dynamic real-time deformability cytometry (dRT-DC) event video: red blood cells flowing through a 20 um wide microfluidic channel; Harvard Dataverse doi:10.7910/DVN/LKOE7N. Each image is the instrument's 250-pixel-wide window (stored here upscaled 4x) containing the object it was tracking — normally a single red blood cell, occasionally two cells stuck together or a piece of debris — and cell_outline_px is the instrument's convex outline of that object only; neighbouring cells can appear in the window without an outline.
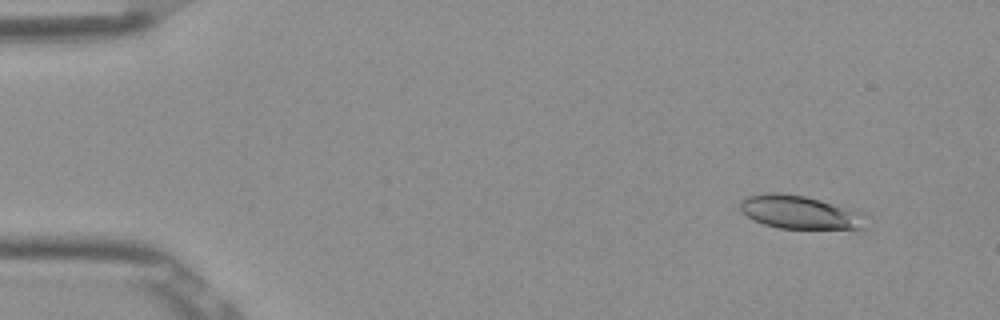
{"species": "Egyptian fruit bat (a non-hibernating species)", "species_latin": "Rousettus aegyptiacus", "temperature_condition": "room temperature", "stored_images_in_passage": 4, "camera_frame_rate_fps": 3000, "um_per_image_px": 0.085, "frame": {"image": 1, "passage_image": 2, "time_ms": 0.333, "image_size_px": [1000, 320], "cell_outline_px": [[868, 228], [780, 228], [764, 224], [748, 216], [740, 208], [740, 204], [748, 196], [764, 192], [780, 192], [804, 196], [820, 200], [864, 212], [868, 216]], "centroid_in_image_um": [68.07, 18.03], "position_along_channel_um": 16.9, "area_um2": 24.39}}